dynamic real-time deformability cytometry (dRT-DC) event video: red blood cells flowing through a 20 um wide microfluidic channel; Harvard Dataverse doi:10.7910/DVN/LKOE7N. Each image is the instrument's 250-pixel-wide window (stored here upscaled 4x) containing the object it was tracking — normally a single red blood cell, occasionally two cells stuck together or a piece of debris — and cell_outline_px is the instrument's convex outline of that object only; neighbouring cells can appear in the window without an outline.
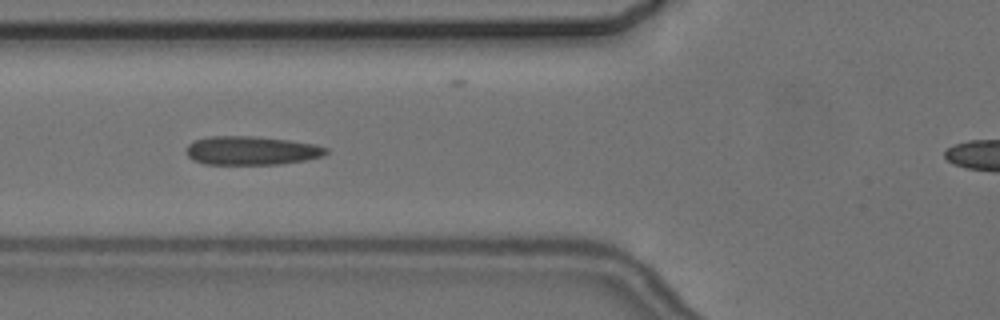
{"species": "common noctule bat (a hibernating species)", "species_latin": "Nyctalus noctula", "temperature_condition": "cold", "stored_images_in_passage": 12, "camera_frame_rate_fps": 3000, "um_per_image_px": 0.085, "animal": {"sex": "female", "body_mass_g": 24.6, "forearm_length_mm": 56.2}, "frame": {"image": 1, "passage_image": 6, "time_ms": 7.0, "image_size_px": [1000, 320], "cell_outline_px": [[328, 152], [324, 156], [304, 160], [280, 164], [204, 164], [192, 160], [184, 152], [184, 148], [188, 144], [196, 140], [212, 136], [256, 136], [288, 140], [316, 144], [328, 148]], "centroid_in_image_um": [21.35, 12.8], "position_along_channel_um": 104.4, "area_um2": 23.58}}
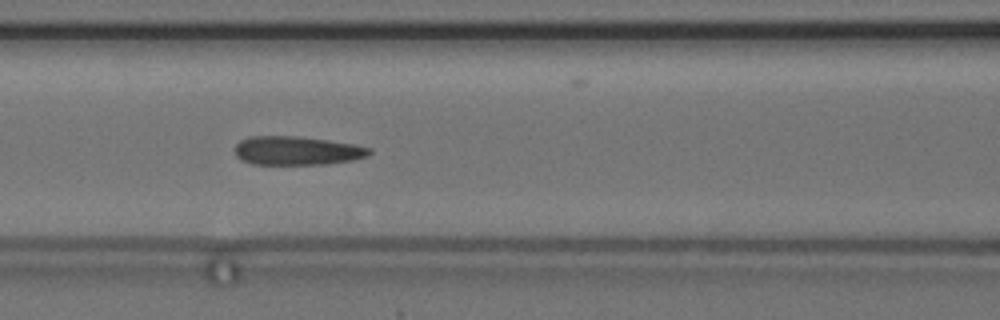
{"frame": {"image": 2, "passage_image": 7, "time_ms": 8.0, "image_size_px": [1000, 320], "cell_outline_px": [[372, 152], [368, 156], [352, 160], [328, 164], [252, 164], [240, 160], [236, 156], [236, 144], [240, 140], [248, 136], [296, 136], [328, 140], [352, 144], [372, 148]], "centroid_in_image_um": [25.23, 12.81], "position_along_channel_um": 141.4, "area_um2": 22.6}}